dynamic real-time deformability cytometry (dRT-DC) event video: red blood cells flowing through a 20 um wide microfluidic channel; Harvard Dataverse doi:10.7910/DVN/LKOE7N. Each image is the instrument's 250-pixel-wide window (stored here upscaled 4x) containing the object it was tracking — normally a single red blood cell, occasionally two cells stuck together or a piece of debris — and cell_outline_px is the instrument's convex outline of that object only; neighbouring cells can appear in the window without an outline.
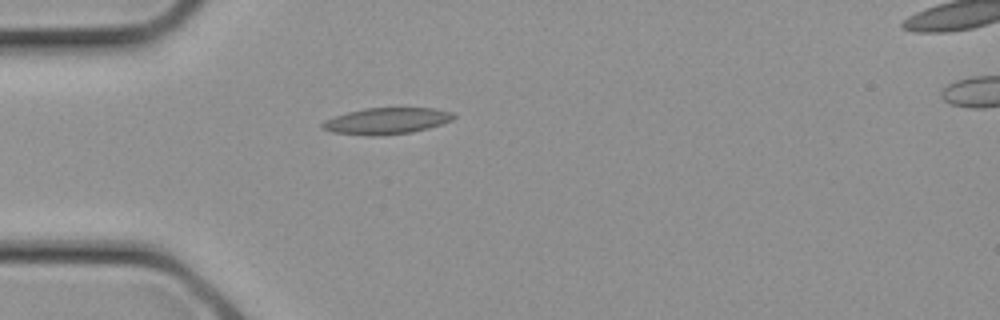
{"species": "common noctule bat (a hibernating species)", "species_latin": "Nyctalus noctula", "temperature_condition": "cold", "stored_images_in_passage": 4, "camera_frame_rate_fps": 3000, "um_per_image_px": 0.085, "animal": {"sex": "female", "body_mass_g": 21.9}, "frame": {"image": 1, "passage_image": 3, "time_ms": 0.667, "image_size_px": [1000, 320], "cell_outline_px": [[456, 116], [452, 120], [428, 128], [412, 132], [380, 136], [372, 136], [332, 132], [320, 128], [320, 124], [324, 120], [348, 112], [364, 108], [436, 108], [452, 112]], "centroid_in_image_um": [32.84, 10.28], "position_along_channel_um": 52.2, "area_um2": 20.23}}